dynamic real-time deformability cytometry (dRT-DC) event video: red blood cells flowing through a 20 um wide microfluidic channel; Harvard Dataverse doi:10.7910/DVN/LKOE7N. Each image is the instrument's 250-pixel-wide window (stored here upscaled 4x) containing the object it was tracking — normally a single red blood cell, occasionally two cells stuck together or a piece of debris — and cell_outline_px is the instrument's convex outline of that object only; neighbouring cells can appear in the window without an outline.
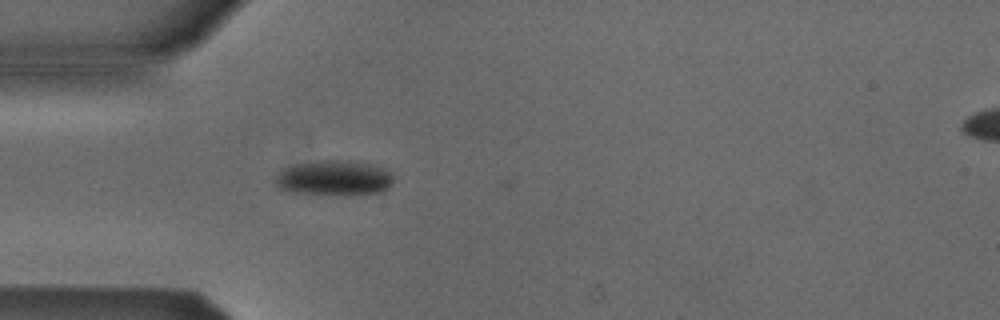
{"species": "Egyptian fruit bat (a non-hibernating species)", "species_latin": "Rousettus aegyptiacus", "temperature_condition": "cold", "stored_images_in_passage": 4, "camera_frame_rate_fps": 3000, "um_per_image_px": 0.085, "animal": {"sex": "male"}, "frame": {"image": 1, "passage_image": 4, "time_ms": 3.667, "image_size_px": [1000, 320], "cell_outline_px": [[392, 184], [388, 188], [380, 192], [296, 192], [280, 188], [276, 184], [276, 176], [284, 168], [292, 164], [324, 160], [348, 160], [368, 164], [380, 168], [388, 172], [392, 176]], "centroid_in_image_um": [28.36, 15.07], "position_along_channel_um": 56.6, "area_um2": 22.83}}